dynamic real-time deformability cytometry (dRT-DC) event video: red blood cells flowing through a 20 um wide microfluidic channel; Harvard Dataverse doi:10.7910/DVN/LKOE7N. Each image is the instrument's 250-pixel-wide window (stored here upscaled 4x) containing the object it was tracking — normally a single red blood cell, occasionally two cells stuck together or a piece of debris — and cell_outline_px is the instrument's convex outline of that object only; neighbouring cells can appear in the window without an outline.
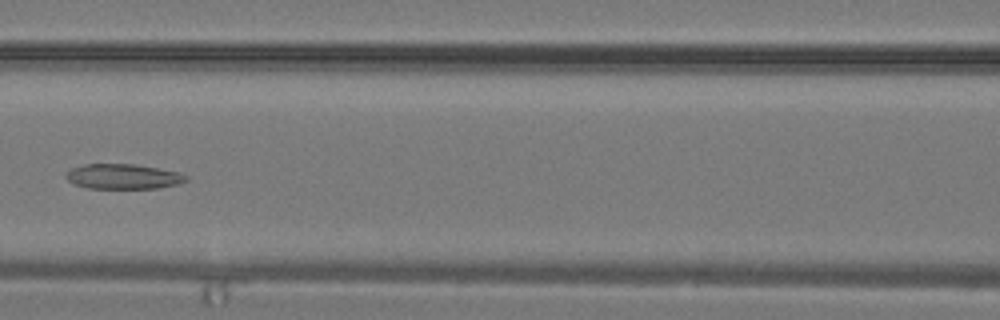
{"species": "common noctule bat (a hibernating species)", "species_latin": "Nyctalus noctula", "temperature_condition": "warm", "stored_images_in_passage": 35, "camera_frame_rate_fps": 3000, "um_per_image_px": 0.085, "animal": {"sex": "male", "body_mass_g": 19.2, "forearm_length_mm": 51.8}, "frame": {"image": 1, "passage_image": 16, "time_ms": 5.0, "image_size_px": [1000, 320], "cell_outline_px": [[188, 180], [176, 184], [160, 188], [88, 188], [76, 184], [68, 180], [64, 176], [72, 168], [84, 164], [132, 164], [180, 172], [188, 176]], "centroid_in_image_um": [10.48, 15.0], "position_along_channel_um": 156.1, "area_um2": 17.34}}
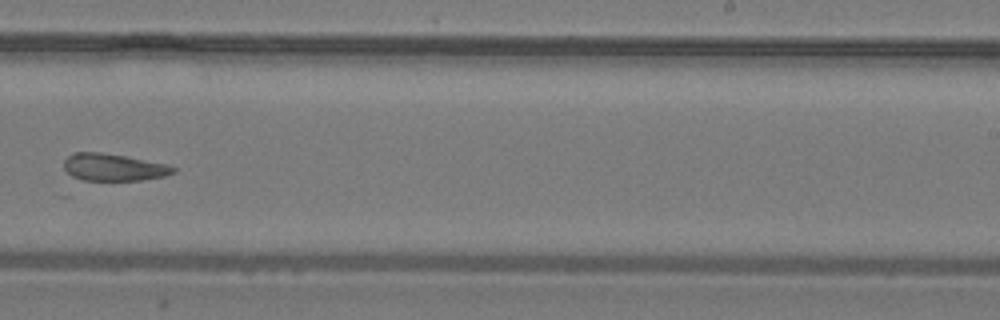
{"frame": {"image": 2, "passage_image": 22, "time_ms": 7.0, "image_size_px": [1000, 320], "cell_outline_px": [[176, 172], [164, 176], [140, 180], [84, 180], [72, 176], [64, 168], [64, 160], [72, 152], [100, 152], [124, 156], [168, 164], [176, 168]], "centroid_in_image_um": [9.65, 14.21], "position_along_channel_um": 279.3, "area_um2": 17.22}}
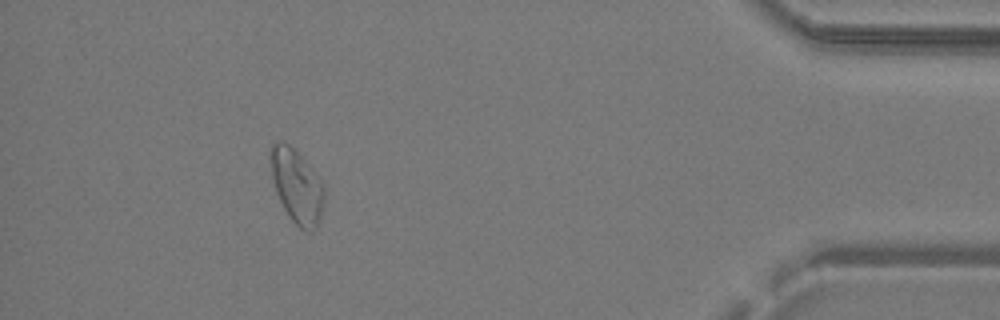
{"frame": {"image": 3, "passage_image": 31, "time_ms": 10.0, "image_size_px": [1000, 320], "cell_outline_px": [[324, 200], [320, 220], [316, 228], [312, 232], [308, 232], [300, 228], [288, 216], [276, 192], [272, 176], [268, 156], [272, 144], [276, 140], [280, 140], [288, 144], [324, 180]], "centroid_in_image_um": [25.23, 15.81], "position_along_channel_um": 410.0, "area_um2": 23.41}}